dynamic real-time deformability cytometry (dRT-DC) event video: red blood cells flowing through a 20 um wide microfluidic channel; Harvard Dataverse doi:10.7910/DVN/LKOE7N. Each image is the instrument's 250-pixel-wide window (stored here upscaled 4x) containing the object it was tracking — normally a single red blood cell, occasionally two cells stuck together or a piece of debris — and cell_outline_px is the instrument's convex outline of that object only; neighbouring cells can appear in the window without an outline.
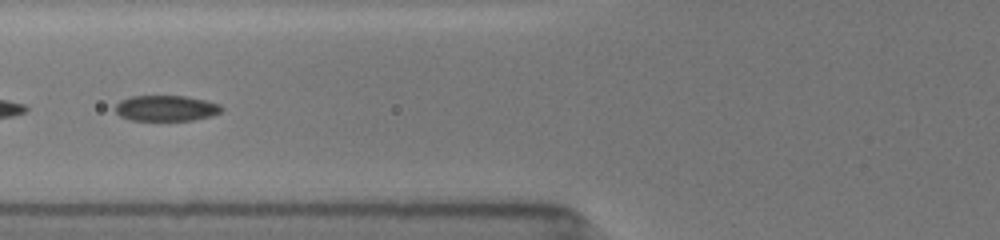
{"species": "common noctule bat (a hibernating species)", "species_latin": "Nyctalus noctula", "temperature_condition": "room temperature", "stored_images_in_passage": 42, "segment_of_instrument_passage": [2, 2], "camera_frame_rate_fps": 3000, "um_per_image_px": 0.085, "animal": {"sex": "female", "body_mass_g": 19.5, "forearm_length_mm": 54.1}, "frame": {"image": 1, "passage_image": 11, "time_ms": 3.333, "image_size_px": [1000, 240], "cell_outline_px": [[224, 108], [220, 112], [212, 116], [192, 120], [132, 120], [120, 116], [116, 112], [116, 104], [120, 100], [128, 96], [184, 96], [204, 100], [220, 104]], "centroid_in_image_um": [14.12, 9.19], "position_along_channel_um": 111.7, "area_um2": 15.9}}
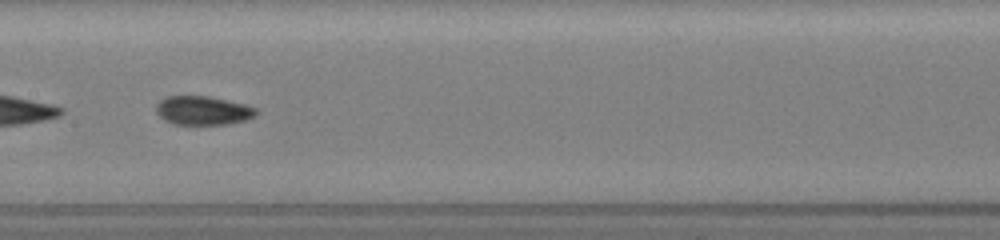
{"frame": {"image": 2, "passage_image": 17, "time_ms": 5.333, "image_size_px": [1000, 240], "cell_outline_px": [[260, 112], [256, 116], [244, 120], [228, 124], [176, 124], [164, 120], [156, 112], [156, 104], [160, 100], [168, 96], [208, 96], [244, 104], [256, 108]], "centroid_in_image_um": [17.26, 9.39], "position_along_channel_um": 190.1, "area_um2": 16.76}}
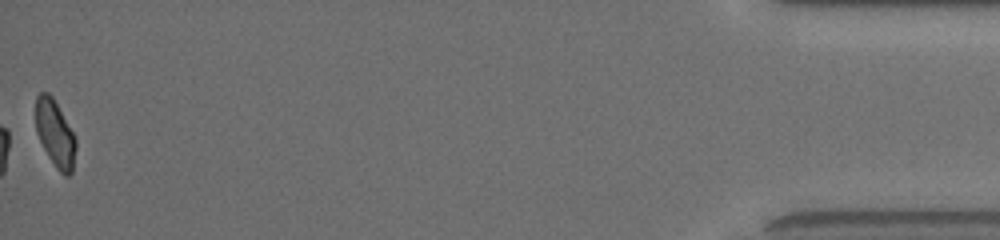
{"frame": {"image": 3, "passage_image": 42, "time_ms": 13.667, "image_size_px": [1000, 240], "cell_outline_px": [[76, 148], [72, 172], [68, 176], [64, 176], [56, 168], [48, 156], [36, 132], [36, 96], [40, 92], [48, 92], [52, 96], [76, 136]], "centroid_in_image_um": [4.7, 11.35], "position_along_channel_um": 430.5, "area_um2": 15.66}}